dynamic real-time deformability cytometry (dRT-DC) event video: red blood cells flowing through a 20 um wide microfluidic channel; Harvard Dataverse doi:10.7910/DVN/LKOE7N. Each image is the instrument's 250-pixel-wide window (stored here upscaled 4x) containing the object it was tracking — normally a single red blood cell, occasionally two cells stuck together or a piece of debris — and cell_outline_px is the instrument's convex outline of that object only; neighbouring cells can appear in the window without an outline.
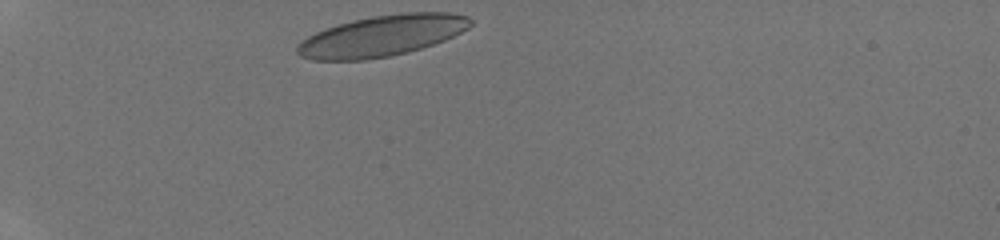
{"species": "human", "species_latin": "Homo sapiens", "temperature_condition": "room temperature", "stored_images_in_passage": 28, "camera_frame_rate_fps": 3000, "um_per_image_px": 0.085, "donor": {"sex": "male"}, "frame": {"image": 1, "passage_image": 1, "time_ms": 0.0, "image_size_px": [1000, 240], "cell_outline_px": [[472, 24], [468, 28], [444, 40], [408, 52], [388, 56], [364, 60], [312, 60], [300, 56], [296, 52], [296, 48], [308, 36], [324, 28], [336, 24], [352, 20], [372, 16], [400, 12], [448, 12], [468, 16], [472, 20]], "centroid_in_image_um": [32.46, 3.03], "position_along_channel_um": 52.5, "area_um2": 41.33}}
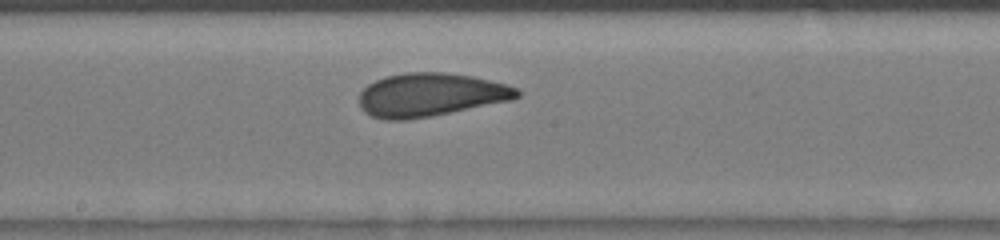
{"frame": {"image": 2, "passage_image": 14, "time_ms": 4.333, "image_size_px": [1000, 240], "cell_outline_px": [[520, 96], [512, 100], [432, 116], [408, 120], [384, 120], [372, 116], [364, 112], [360, 108], [360, 92], [368, 84], [384, 76], [404, 72], [444, 72], [472, 76], [508, 84], [520, 88]], "centroid_in_image_um": [36.6, 8.06], "position_along_channel_um": 211.6, "area_um2": 40.29}}
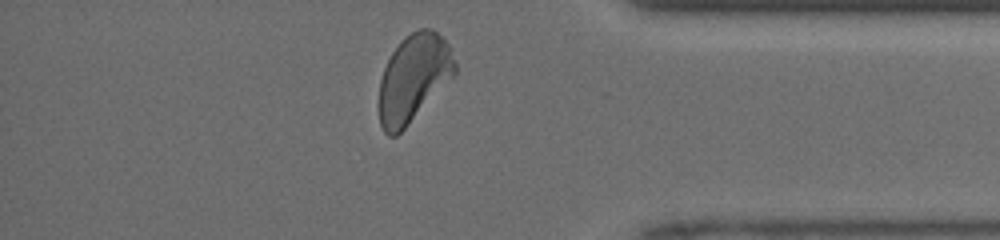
{"frame": {"image": 3, "passage_image": 27, "time_ms": 8.667, "image_size_px": [1000, 240], "cell_outline_px": [[456, 72], [404, 128], [396, 136], [388, 136], [384, 132], [380, 124], [380, 80], [384, 68], [392, 52], [400, 40], [404, 36], [420, 28], [428, 28], [436, 32], [448, 44], [456, 60]], "centroid_in_image_um": [35.14, 6.6], "position_along_channel_um": 400.1, "area_um2": 37.92}}